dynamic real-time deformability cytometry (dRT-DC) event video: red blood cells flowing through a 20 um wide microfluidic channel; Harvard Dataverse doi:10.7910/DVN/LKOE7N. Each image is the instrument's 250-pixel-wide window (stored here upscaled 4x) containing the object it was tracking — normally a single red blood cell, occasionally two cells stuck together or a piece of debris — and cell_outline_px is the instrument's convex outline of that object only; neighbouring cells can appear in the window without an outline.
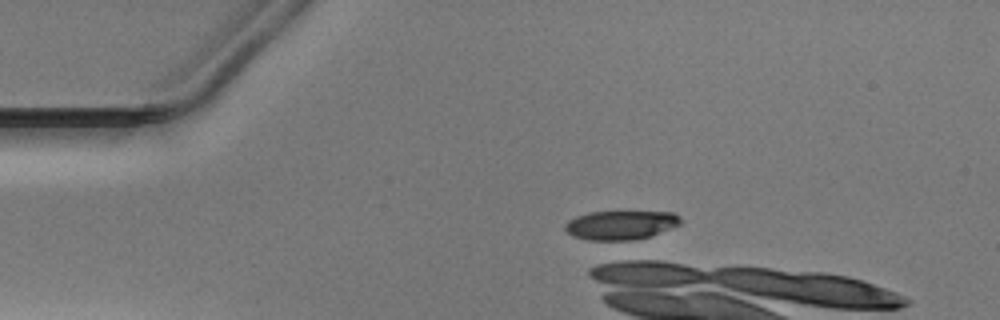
{"species": "Egyptian fruit bat (a non-hibernating species)", "species_latin": "Rousettus aegyptiacus", "temperature_condition": "warm", "stored_images_in_passage": 3, "camera_frame_rate_fps": 3000, "um_per_image_px": 0.085, "animal": {"sex": "male"}, "frame": {"image": 1, "passage_image": 3, "time_ms": 0.667, "image_size_px": [1000, 320], "cell_outline_px": [[680, 224], [648, 236], [624, 244], [588, 240], [572, 236], [564, 228], [568, 220], [576, 216], [588, 212], [672, 212], [680, 216]], "centroid_in_image_um": [52.7, 19.17], "position_along_channel_um": 32.3, "area_um2": 20.0}}